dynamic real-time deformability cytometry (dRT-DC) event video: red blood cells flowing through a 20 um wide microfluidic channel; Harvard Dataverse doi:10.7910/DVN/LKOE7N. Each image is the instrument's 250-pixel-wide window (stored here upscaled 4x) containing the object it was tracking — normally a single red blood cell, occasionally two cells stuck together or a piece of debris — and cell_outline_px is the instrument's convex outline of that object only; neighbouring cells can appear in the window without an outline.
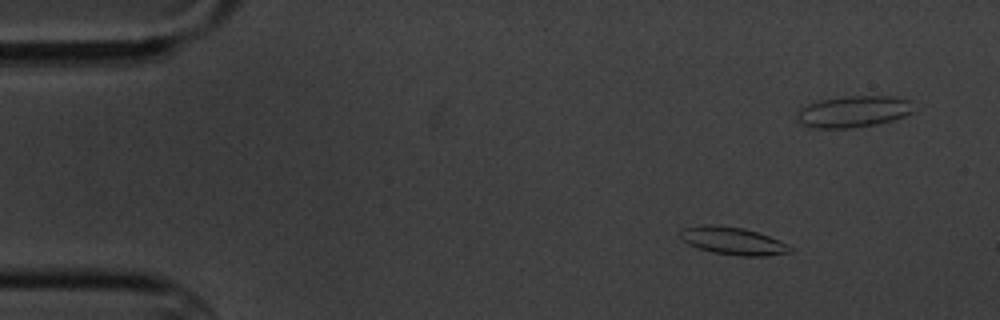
{"species": "common noctule bat (a hibernating species)", "species_latin": "Nyctalus noctula", "temperature_condition": "cold", "stored_images_in_passage": 6, "camera_frame_rate_fps": 3000, "um_per_image_px": 0.085, "animal": {"sex": "male", "body_mass_g": 20.1, "forearm_length_mm": 53.5}, "frame": {"image": 1, "passage_image": 1, "time_ms": 0.0, "image_size_px": [1000, 320], "cell_outline_px": [[792, 252], [764, 256], [740, 256], [712, 252], [688, 244], [680, 236], [680, 232], [684, 228], [704, 224], [712, 224], [744, 228], [768, 236], [792, 248]], "centroid_in_image_um": [62.27, 20.47], "position_along_channel_um": 22.7, "area_um2": 17.34}}
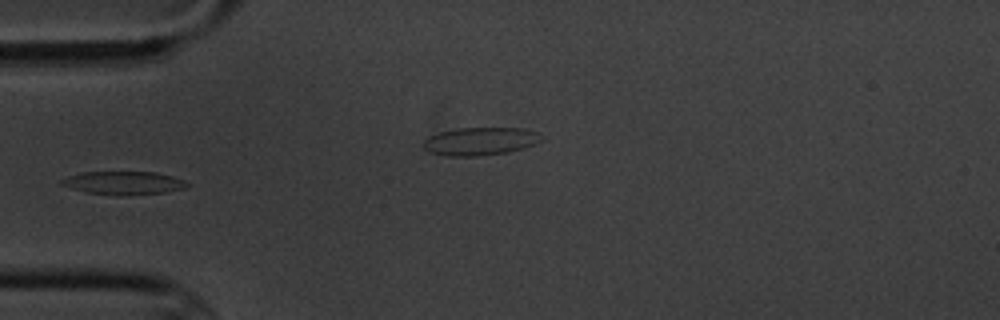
{"frame": {"image": 2, "passage_image": 4, "time_ms": 3.667, "image_size_px": [1000, 320], "cell_outline_px": [[188, 184], [184, 188], [164, 192], [124, 196], [116, 196], [88, 192], [72, 188], [60, 184], [60, 180], [68, 176], [80, 172], [156, 172], [172, 176], [184, 180]], "centroid_in_image_um": [10.48, 15.55], "position_along_channel_um": 74.5, "area_um2": 16.94}}
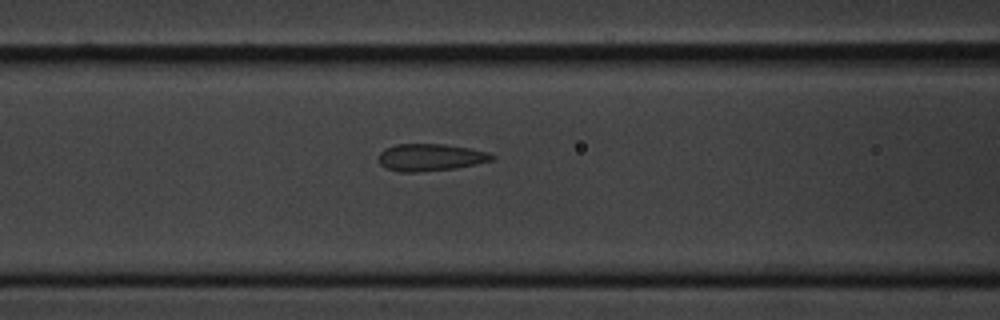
{"frame": {"image": 3, "passage_image": 6, "time_ms": 6.667, "image_size_px": [1000, 320], "cell_outline_px": [[496, 156], [492, 160], [476, 164], [456, 168], [416, 172], [400, 172], [384, 168], [376, 160], [376, 156], [384, 148], [396, 144], [444, 144], [468, 148], [488, 152]], "centroid_in_image_um": [36.51, 13.38], "position_along_channel_um": 130.1, "area_um2": 18.15}}